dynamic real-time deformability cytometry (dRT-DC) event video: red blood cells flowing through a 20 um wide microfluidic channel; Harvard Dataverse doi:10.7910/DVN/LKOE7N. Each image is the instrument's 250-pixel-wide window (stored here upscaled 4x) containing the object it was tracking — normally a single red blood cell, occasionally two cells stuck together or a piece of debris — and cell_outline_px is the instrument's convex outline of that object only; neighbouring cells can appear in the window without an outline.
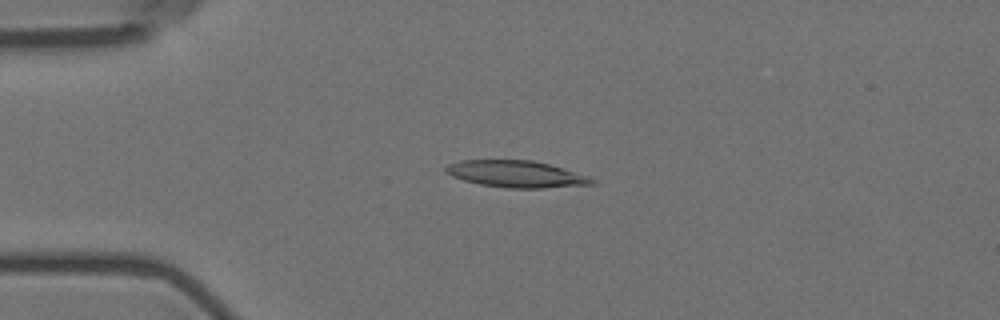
{"species": "Egyptian fruit bat (a non-hibernating species)", "species_latin": "Rousettus aegyptiacus", "temperature_condition": "room temperature", "stored_images_in_passage": 5, "camera_frame_rate_fps": 3000, "um_per_image_px": 0.085, "animal": {"sex": "female"}, "frame": {"image": 1, "passage_image": 4, "time_ms": 3.667, "image_size_px": [1000, 320], "cell_outline_px": [[596, 184], [544, 188], [504, 188], [480, 184], [464, 180], [452, 176], [444, 172], [444, 168], [448, 164], [460, 160], [532, 160], [564, 168], [588, 176], [596, 180]], "centroid_in_image_um": [43.88, 14.79], "position_along_channel_um": 41.1, "area_um2": 22.89}}